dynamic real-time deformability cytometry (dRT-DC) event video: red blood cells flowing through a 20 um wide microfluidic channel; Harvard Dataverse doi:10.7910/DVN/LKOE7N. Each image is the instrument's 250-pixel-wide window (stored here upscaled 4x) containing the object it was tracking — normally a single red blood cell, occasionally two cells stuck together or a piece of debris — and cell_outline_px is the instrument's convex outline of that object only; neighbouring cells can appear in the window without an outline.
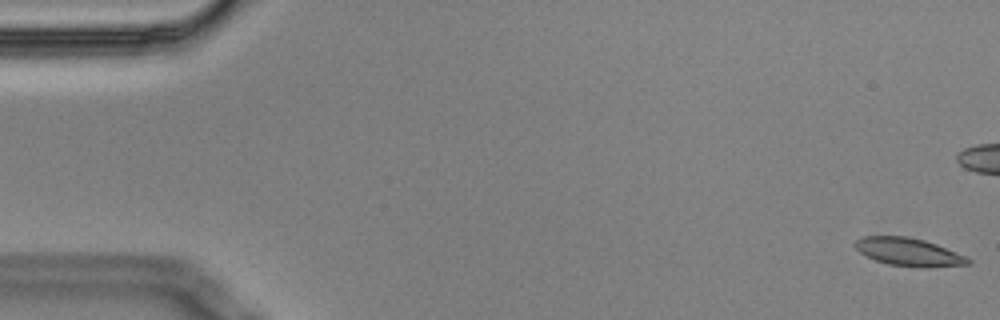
{"species": "Egyptian fruit bat (a non-hibernating species)", "species_latin": "Rousettus aegyptiacus", "temperature_condition": "cold", "stored_images_in_passage": 7, "camera_frame_rate_fps": 3000, "um_per_image_px": 0.085, "animal": {"sex": "male"}, "frame": {"image": 1, "passage_image": 1, "time_ms": 0.0, "image_size_px": [1000, 320], "cell_outline_px": [[972, 264], [928, 268], [888, 264], [876, 260], [860, 252], [852, 244], [856, 240], [864, 236], [908, 236], [924, 240], [936, 244], [968, 256], [972, 260]], "centroid_in_image_um": [77.3, 21.42], "position_along_channel_um": 7.7, "area_um2": 18.55}}